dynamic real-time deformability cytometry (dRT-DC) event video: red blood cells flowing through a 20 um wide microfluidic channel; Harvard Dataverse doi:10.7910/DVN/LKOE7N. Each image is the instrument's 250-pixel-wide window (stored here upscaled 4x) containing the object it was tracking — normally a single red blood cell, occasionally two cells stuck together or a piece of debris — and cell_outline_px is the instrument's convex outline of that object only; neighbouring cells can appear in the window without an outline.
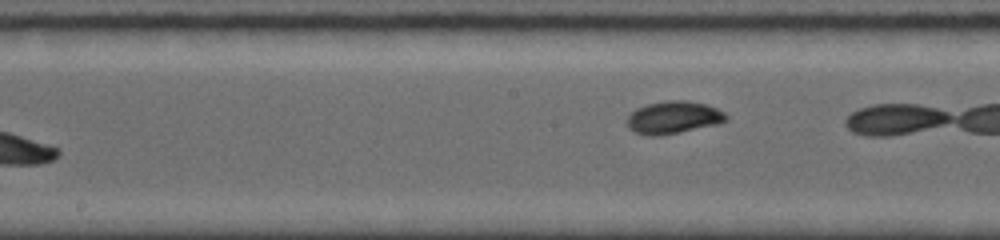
{"species": "common noctule bat (a hibernating species)", "species_latin": "Nyctalus noctula", "temperature_condition": "room temperature", "stored_images_in_passage": 8, "segment_of_instrument_passage": [2, 2], "camera_frame_rate_fps": 5000, "um_per_image_px": 0.085, "animal": {"sex": "female", "body_mass_g": 19.0, "forearm_length_mm": 56.7}, "frame": {"image": 1, "passage_image": 8, "time_ms": 6.8, "image_size_px": [1000, 240], "cell_outline_px": [[728, 120], [720, 124], [660, 136], [644, 136], [628, 128], [628, 116], [636, 108], [648, 104], [668, 100], [688, 100], [708, 104], [724, 112], [728, 116]], "centroid_in_image_um": [57.28, 9.99], "position_along_channel_um": 190.9, "area_um2": 19.02}}